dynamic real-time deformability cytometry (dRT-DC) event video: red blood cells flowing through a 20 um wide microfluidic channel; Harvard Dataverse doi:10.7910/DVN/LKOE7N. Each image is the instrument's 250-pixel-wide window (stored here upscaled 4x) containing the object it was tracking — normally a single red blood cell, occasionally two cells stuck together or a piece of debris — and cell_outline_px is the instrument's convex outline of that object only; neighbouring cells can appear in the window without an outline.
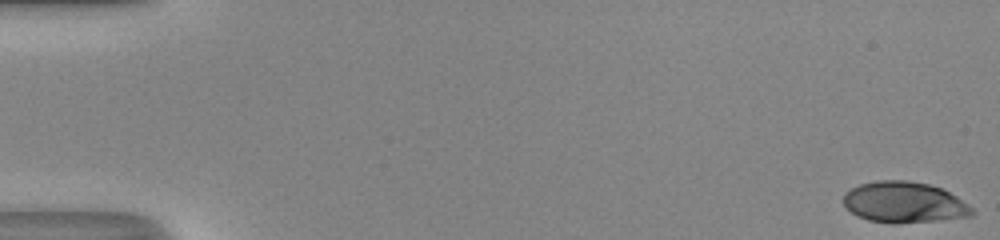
{"species": "human", "species_latin": "Homo sapiens", "temperature_condition": "room temperature", "stored_images_in_passage": 51, "camera_frame_rate_fps": 3000, "um_per_image_px": 0.085, "donor": {"sex": "male"}, "frame": {"image": 1, "passage_image": 1, "time_ms": 0.0, "image_size_px": [1000, 240], "cell_outline_px": [[976, 212], [972, 216], [940, 220], [896, 224], [868, 220], [856, 216], [844, 204], [844, 192], [860, 184], [876, 180], [908, 180], [928, 184], [944, 188], [968, 204]], "centroid_in_image_um": [76.88, 17.2], "position_along_channel_um": 8.1, "area_um2": 30.98}}
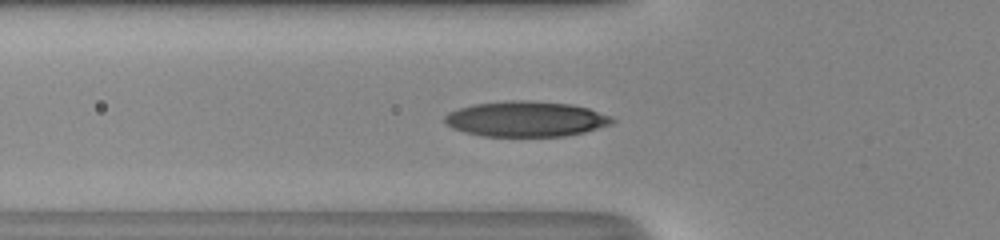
{"frame": {"image": 2, "passage_image": 19, "time_ms": 6.0, "image_size_px": [1000, 240], "cell_outline_px": [[616, 120], [612, 124], [584, 132], [564, 136], [484, 136], [464, 132], [452, 128], [444, 124], [444, 116], [448, 112], [472, 104], [508, 100], [524, 100], [572, 104], [588, 108], [612, 116]], "centroid_in_image_um": [44.69, 10.11], "position_along_channel_um": 81.1, "area_um2": 34.74}}
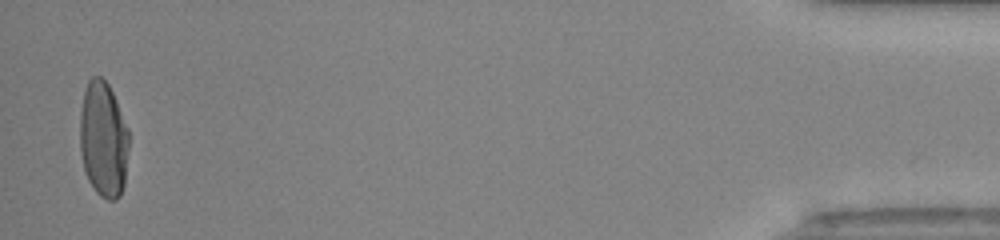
{"frame": {"image": 3, "passage_image": 50, "time_ms": 16.333, "image_size_px": [1000, 240], "cell_outline_px": [[128, 148], [124, 184], [120, 196], [116, 200], [108, 200], [100, 196], [96, 192], [88, 180], [84, 168], [80, 152], [80, 112], [84, 92], [88, 80], [92, 76], [100, 76], [108, 84], [112, 92], [128, 128]], "centroid_in_image_um": [8.77, 11.86], "position_along_channel_um": 426.4, "area_um2": 33.06}, "authors_computed_cell_mechanics": {"area_um2": 32.079, "velocity_mm_per_s": 4.1829, "shape_relaxation_time_tau1_ms": 4.3955, "shape_relaxation_time_tau2_ms": null, "deformation_change_tau1": 0.2265, "deformation_change_tau2": null}}